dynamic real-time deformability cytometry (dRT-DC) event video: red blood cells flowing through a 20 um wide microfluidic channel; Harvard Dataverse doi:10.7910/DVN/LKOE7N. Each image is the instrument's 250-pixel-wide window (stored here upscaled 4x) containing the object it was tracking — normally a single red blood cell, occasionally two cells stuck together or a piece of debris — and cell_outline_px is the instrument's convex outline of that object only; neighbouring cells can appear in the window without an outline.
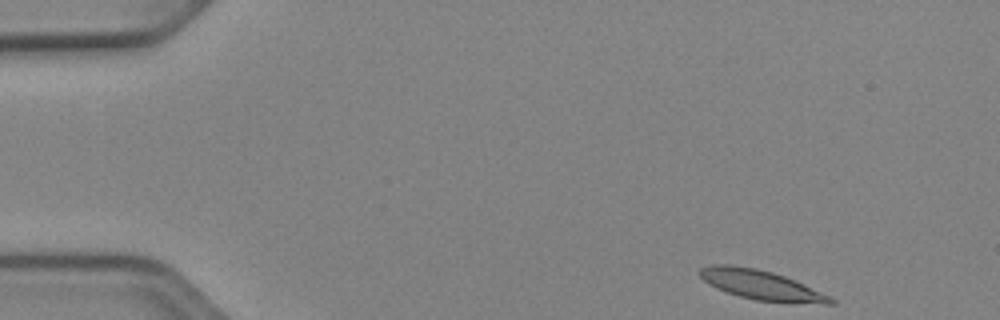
{"species": "Egyptian fruit bat (a non-hibernating species)", "species_latin": "Rousettus aegyptiacus", "temperature_condition": "cold", "stored_images_in_passage": 48, "camera_frame_rate_fps": 3000, "um_per_image_px": 0.085, "animal": {"sex": "female"}, "frame": {"image": 1, "passage_image": 1, "time_ms": 0.0, "image_size_px": [1000, 320], "cell_outline_px": [[836, 304], [824, 304], [756, 300], [740, 296], [716, 288], [708, 284], [696, 272], [700, 268], [712, 264], [732, 264], [756, 268], [772, 272], [784, 276], [804, 284], [832, 296], [836, 300]], "centroid_in_image_um": [64.7, 24.21], "position_along_channel_um": 20.3, "area_um2": 22.6}}
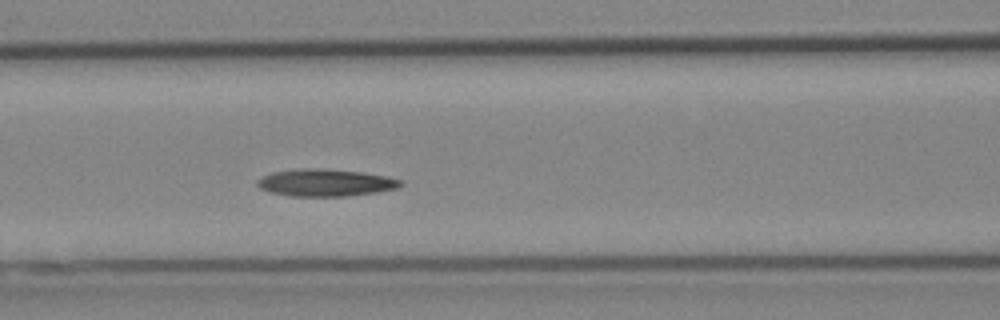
{"frame": {"image": 2, "passage_image": 18, "time_ms": 5.667, "image_size_px": [1000, 320], "cell_outline_px": [[404, 184], [400, 188], [376, 192], [344, 196], [292, 196], [272, 192], [260, 188], [256, 184], [256, 180], [272, 172], [300, 168], [320, 168], [360, 172], [388, 176], [404, 180]], "centroid_in_image_um": [27.72, 15.52], "position_along_channel_um": 138.9, "area_um2": 22.77}}
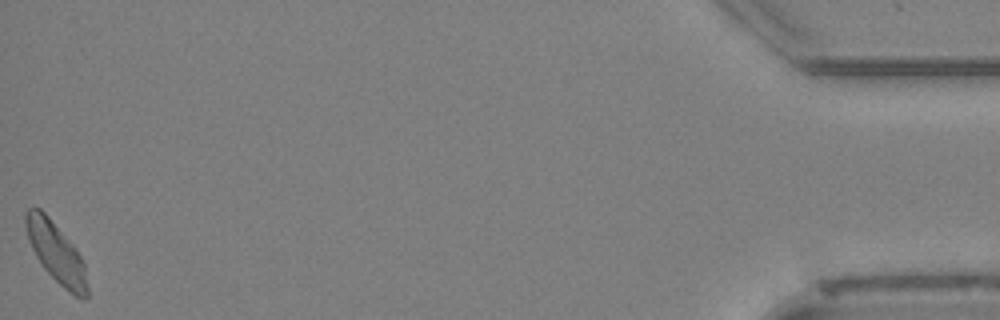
{"frame": {"image": 3, "passage_image": 48, "time_ms": 15.667, "image_size_px": [1000, 320], "cell_outline_px": [[88, 300], [84, 300], [76, 296], [64, 288], [44, 268], [36, 256], [28, 240], [24, 224], [24, 212], [28, 208], [40, 208], [48, 216], [76, 248], [84, 264], [88, 288]], "centroid_in_image_um": [4.76, 21.46], "position_along_channel_um": 430.4, "area_um2": 21.5}, "authors_computed_cell_mechanics": {"area_um2": 22.0796, "velocity_mm_per_s": 3.8457, "shape_relaxation_time_tau1_ms": 4.9851, "shape_relaxation_time_tau2_ms": 5.5574, "deformation_change_tau1": 0.1456, "deformation_change_tau2": 0.1109}}